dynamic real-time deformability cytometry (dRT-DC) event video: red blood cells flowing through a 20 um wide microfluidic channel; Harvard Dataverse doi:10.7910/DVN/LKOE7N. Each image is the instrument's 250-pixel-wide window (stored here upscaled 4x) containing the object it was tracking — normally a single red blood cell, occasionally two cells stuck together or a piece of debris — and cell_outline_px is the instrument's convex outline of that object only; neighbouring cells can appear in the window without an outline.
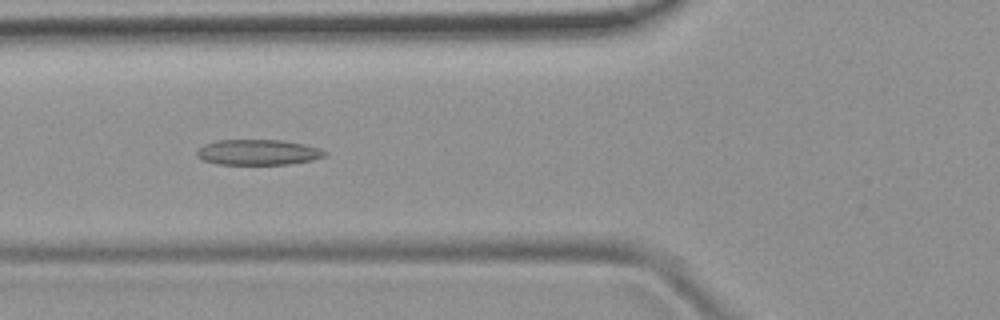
{"species": "common noctule bat (a hibernating species)", "species_latin": "Nyctalus noctula", "temperature_condition": "room temperature", "stored_images_in_passage": 51, "camera_frame_rate_fps": 3000, "um_per_image_px": 0.085, "animal": {"sex": "female", "body_mass_g": 19.9}, "frame": {"image": 1, "passage_image": 18, "time_ms": 5.667, "image_size_px": [1000, 320], "cell_outline_px": [[328, 156], [312, 160], [288, 164], [216, 164], [204, 160], [196, 156], [196, 148], [204, 144], [216, 140], [280, 140], [304, 144], [320, 148], [328, 152]], "centroid_in_image_um": [21.93, 12.94], "position_along_channel_um": 103.9, "area_um2": 19.19}}
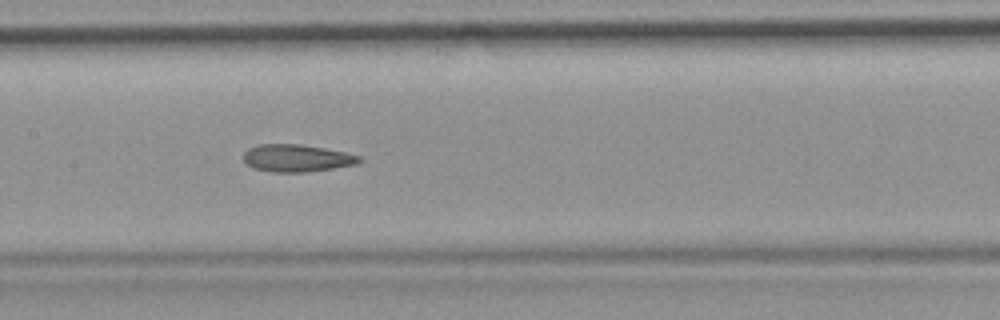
{"frame": {"image": 2, "passage_image": 24, "time_ms": 7.667, "image_size_px": [1000, 320], "cell_outline_px": [[364, 160], [356, 164], [332, 168], [304, 172], [272, 172], [252, 168], [244, 160], [244, 152], [248, 148], [260, 144], [300, 144], [324, 148], [344, 152], [360, 156]], "centroid_in_image_um": [25.21, 13.44], "position_along_channel_um": 182.2, "area_um2": 18.38}}
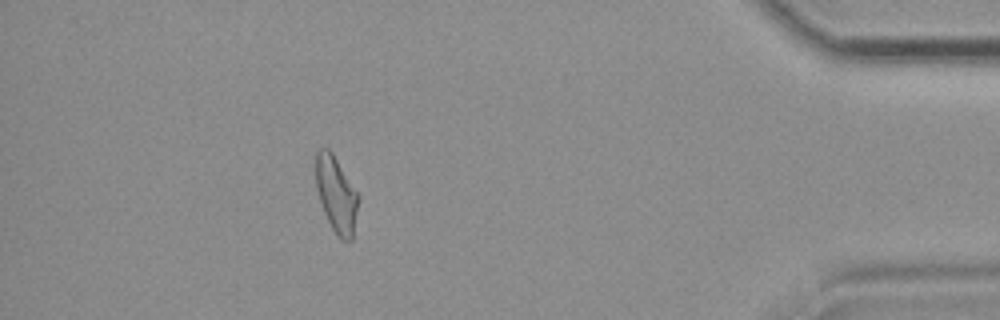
{"frame": {"image": 3, "passage_image": 45, "time_ms": 14.667, "image_size_px": [1000, 320], "cell_outline_px": [[360, 196], [352, 240], [344, 240], [336, 236], [324, 212], [316, 188], [316, 152], [320, 148], [328, 148], [332, 152]], "centroid_in_image_um": [28.59, 16.53], "position_along_channel_um": 406.6, "area_um2": 18.79}, "authors_computed_cell_mechanics": {"area_um2": 19.3052, "velocity_mm_per_s": 3.9038, "shape_relaxation_time_tau1_ms": null, "shape_relaxation_time_tau2_ms": 3.8475, "deformation_change_tau1": null, "deformation_change_tau2": 0.1342}}